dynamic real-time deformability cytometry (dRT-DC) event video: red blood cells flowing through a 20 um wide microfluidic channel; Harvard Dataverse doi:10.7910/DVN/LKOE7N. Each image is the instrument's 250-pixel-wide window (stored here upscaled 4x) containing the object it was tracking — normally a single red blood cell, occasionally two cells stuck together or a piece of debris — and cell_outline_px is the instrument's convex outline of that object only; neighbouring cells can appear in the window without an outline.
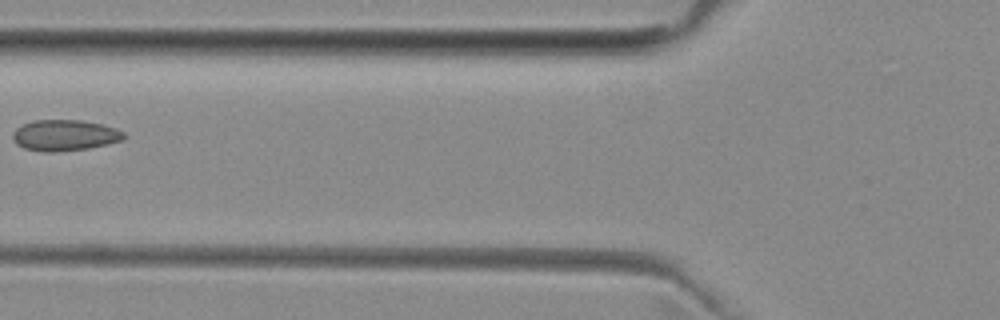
{"species": "common noctule bat (a hibernating species)", "species_latin": "Nyctalus noctula", "temperature_condition": "room temperature", "stored_images_in_passage": 6, "camera_frame_rate_fps": 3000, "um_per_image_px": 0.085, "animal": {"sex": "female", "body_mass_g": 29.2, "forearm_length_mm": 56.3}, "frame": {"image": 1, "passage_image": 5, "time_ms": 5.667, "image_size_px": [1000, 320], "cell_outline_px": [[128, 136], [120, 140], [108, 144], [88, 148], [56, 152], [44, 152], [24, 148], [16, 144], [12, 136], [12, 132], [16, 128], [32, 120], [80, 120], [104, 124], [116, 128], [124, 132]], "centroid_in_image_um": [5.51, 11.49], "position_along_channel_um": 120.3, "area_um2": 20.23}}
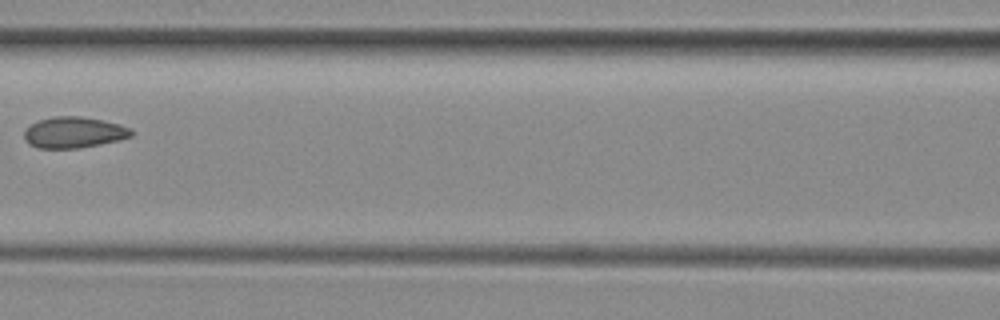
{"frame": {"image": 2, "passage_image": 6, "time_ms": 6.667, "image_size_px": [1000, 320], "cell_outline_px": [[136, 132], [132, 136], [120, 140], [80, 148], [40, 148], [24, 140], [24, 132], [32, 124], [40, 120], [52, 116], [80, 116], [104, 120], [120, 124], [132, 128]], "centroid_in_image_um": [6.36, 11.25], "position_along_channel_um": 160.2, "area_um2": 19.48}}